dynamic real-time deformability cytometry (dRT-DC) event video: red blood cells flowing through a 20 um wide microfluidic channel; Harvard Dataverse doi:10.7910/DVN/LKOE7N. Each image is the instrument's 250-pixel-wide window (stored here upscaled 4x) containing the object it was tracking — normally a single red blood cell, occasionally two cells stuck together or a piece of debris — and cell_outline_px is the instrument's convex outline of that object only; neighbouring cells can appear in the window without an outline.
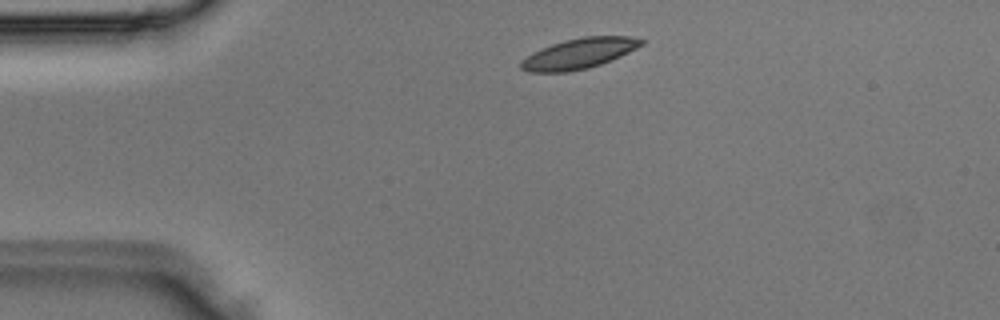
{"species": "Egyptian fruit bat (a non-hibernating species)", "species_latin": "Rousettus aegyptiacus", "temperature_condition": "room temperature", "stored_images_in_passage": 2, "camera_frame_rate_fps": 3000, "um_per_image_px": 0.085, "animal": {"sex": "male"}, "frame": {"image": 1, "passage_image": 1, "time_ms": 0.0, "image_size_px": [1000, 320], "cell_outline_px": [[644, 44], [612, 60], [588, 68], [568, 72], [528, 72], [520, 68], [520, 64], [532, 52], [552, 44], [564, 40], [584, 36], [628, 36], [644, 40]], "centroid_in_image_um": [49.22, 4.55], "position_along_channel_um": 35.8, "area_um2": 21.15}}